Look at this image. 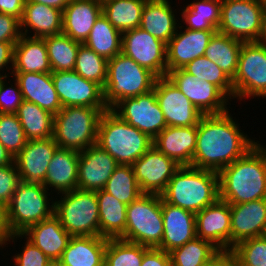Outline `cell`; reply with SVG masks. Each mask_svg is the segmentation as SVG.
Here are the masks:
<instances>
[{"label": "cell", "instance_id": "7c38bea8", "mask_svg": "<svg viewBox=\"0 0 266 266\" xmlns=\"http://www.w3.org/2000/svg\"><path fill=\"white\" fill-rule=\"evenodd\" d=\"M122 120L154 139L166 127L154 89L119 101L112 109Z\"/></svg>", "mask_w": 266, "mask_h": 266}, {"label": "cell", "instance_id": "d6986e66", "mask_svg": "<svg viewBox=\"0 0 266 266\" xmlns=\"http://www.w3.org/2000/svg\"><path fill=\"white\" fill-rule=\"evenodd\" d=\"M58 147L53 137L28 140L24 148L14 157L19 179L42 184Z\"/></svg>", "mask_w": 266, "mask_h": 266}, {"label": "cell", "instance_id": "7dc6e473", "mask_svg": "<svg viewBox=\"0 0 266 266\" xmlns=\"http://www.w3.org/2000/svg\"><path fill=\"white\" fill-rule=\"evenodd\" d=\"M19 181L15 162L0 166V208L2 210L10 203Z\"/></svg>", "mask_w": 266, "mask_h": 266}, {"label": "cell", "instance_id": "603a6c76", "mask_svg": "<svg viewBox=\"0 0 266 266\" xmlns=\"http://www.w3.org/2000/svg\"><path fill=\"white\" fill-rule=\"evenodd\" d=\"M163 236L158 249L171 252L196 237L195 213L162 200Z\"/></svg>", "mask_w": 266, "mask_h": 266}, {"label": "cell", "instance_id": "8fae6325", "mask_svg": "<svg viewBox=\"0 0 266 266\" xmlns=\"http://www.w3.org/2000/svg\"><path fill=\"white\" fill-rule=\"evenodd\" d=\"M232 83L234 98L240 101L244 97H266V42H243Z\"/></svg>", "mask_w": 266, "mask_h": 266}, {"label": "cell", "instance_id": "db71d44e", "mask_svg": "<svg viewBox=\"0 0 266 266\" xmlns=\"http://www.w3.org/2000/svg\"><path fill=\"white\" fill-rule=\"evenodd\" d=\"M15 44L16 43L0 42V72L2 69L4 70L5 67L8 69L7 66L9 67L10 63V68L7 71L13 68V49ZM0 76L7 77V75H1V73Z\"/></svg>", "mask_w": 266, "mask_h": 266}, {"label": "cell", "instance_id": "4316f807", "mask_svg": "<svg viewBox=\"0 0 266 266\" xmlns=\"http://www.w3.org/2000/svg\"><path fill=\"white\" fill-rule=\"evenodd\" d=\"M20 86L23 100L37 104L53 115L61 109L59 96L54 88L51 73H11Z\"/></svg>", "mask_w": 266, "mask_h": 266}, {"label": "cell", "instance_id": "4fadbf2b", "mask_svg": "<svg viewBox=\"0 0 266 266\" xmlns=\"http://www.w3.org/2000/svg\"><path fill=\"white\" fill-rule=\"evenodd\" d=\"M166 76L204 115L222 114L229 110V98L216 85L198 79L183 68L168 71Z\"/></svg>", "mask_w": 266, "mask_h": 266}, {"label": "cell", "instance_id": "6125c7cd", "mask_svg": "<svg viewBox=\"0 0 266 266\" xmlns=\"http://www.w3.org/2000/svg\"><path fill=\"white\" fill-rule=\"evenodd\" d=\"M50 266H59L58 263H53L52 265Z\"/></svg>", "mask_w": 266, "mask_h": 266}, {"label": "cell", "instance_id": "277c9868", "mask_svg": "<svg viewBox=\"0 0 266 266\" xmlns=\"http://www.w3.org/2000/svg\"><path fill=\"white\" fill-rule=\"evenodd\" d=\"M96 144L118 164L132 165L153 146V139L108 109L100 117Z\"/></svg>", "mask_w": 266, "mask_h": 266}, {"label": "cell", "instance_id": "83f0119b", "mask_svg": "<svg viewBox=\"0 0 266 266\" xmlns=\"http://www.w3.org/2000/svg\"><path fill=\"white\" fill-rule=\"evenodd\" d=\"M62 22V10L36 2L25 1L23 16L20 20L23 36L29 34L28 28L35 32L32 36L28 35L27 37L44 38L59 35L62 33Z\"/></svg>", "mask_w": 266, "mask_h": 266}, {"label": "cell", "instance_id": "6da1fadb", "mask_svg": "<svg viewBox=\"0 0 266 266\" xmlns=\"http://www.w3.org/2000/svg\"><path fill=\"white\" fill-rule=\"evenodd\" d=\"M229 111L203 115L197 125V139L191 167L219 172L243 157L257 142L241 132Z\"/></svg>", "mask_w": 266, "mask_h": 266}, {"label": "cell", "instance_id": "ab89813d", "mask_svg": "<svg viewBox=\"0 0 266 266\" xmlns=\"http://www.w3.org/2000/svg\"><path fill=\"white\" fill-rule=\"evenodd\" d=\"M220 251L212 242L195 237L183 246L173 249L169 254L172 266H201Z\"/></svg>", "mask_w": 266, "mask_h": 266}, {"label": "cell", "instance_id": "94428289", "mask_svg": "<svg viewBox=\"0 0 266 266\" xmlns=\"http://www.w3.org/2000/svg\"><path fill=\"white\" fill-rule=\"evenodd\" d=\"M261 2V4L266 7V0H259Z\"/></svg>", "mask_w": 266, "mask_h": 266}, {"label": "cell", "instance_id": "f5cc1de1", "mask_svg": "<svg viewBox=\"0 0 266 266\" xmlns=\"http://www.w3.org/2000/svg\"><path fill=\"white\" fill-rule=\"evenodd\" d=\"M26 0H0V13L12 15L21 20Z\"/></svg>", "mask_w": 266, "mask_h": 266}, {"label": "cell", "instance_id": "bcb514c9", "mask_svg": "<svg viewBox=\"0 0 266 266\" xmlns=\"http://www.w3.org/2000/svg\"><path fill=\"white\" fill-rule=\"evenodd\" d=\"M27 141L17 114L0 113V143L13 158L24 148Z\"/></svg>", "mask_w": 266, "mask_h": 266}, {"label": "cell", "instance_id": "30bf717a", "mask_svg": "<svg viewBox=\"0 0 266 266\" xmlns=\"http://www.w3.org/2000/svg\"><path fill=\"white\" fill-rule=\"evenodd\" d=\"M264 9L259 0H222L217 32L242 42L262 41Z\"/></svg>", "mask_w": 266, "mask_h": 266}, {"label": "cell", "instance_id": "5b68a950", "mask_svg": "<svg viewBox=\"0 0 266 266\" xmlns=\"http://www.w3.org/2000/svg\"><path fill=\"white\" fill-rule=\"evenodd\" d=\"M46 189L41 183L19 181L10 203L3 210L7 235L22 234L54 214V201L50 205L49 189Z\"/></svg>", "mask_w": 266, "mask_h": 266}, {"label": "cell", "instance_id": "680465c9", "mask_svg": "<svg viewBox=\"0 0 266 266\" xmlns=\"http://www.w3.org/2000/svg\"><path fill=\"white\" fill-rule=\"evenodd\" d=\"M7 234L3 224V210L0 208V247L4 245Z\"/></svg>", "mask_w": 266, "mask_h": 266}, {"label": "cell", "instance_id": "ffe728a7", "mask_svg": "<svg viewBox=\"0 0 266 266\" xmlns=\"http://www.w3.org/2000/svg\"><path fill=\"white\" fill-rule=\"evenodd\" d=\"M119 164L99 145L79 152L78 189L102 190Z\"/></svg>", "mask_w": 266, "mask_h": 266}, {"label": "cell", "instance_id": "d590c367", "mask_svg": "<svg viewBox=\"0 0 266 266\" xmlns=\"http://www.w3.org/2000/svg\"><path fill=\"white\" fill-rule=\"evenodd\" d=\"M147 0H105L102 13L119 31L140 27L142 10Z\"/></svg>", "mask_w": 266, "mask_h": 266}, {"label": "cell", "instance_id": "44dd1931", "mask_svg": "<svg viewBox=\"0 0 266 266\" xmlns=\"http://www.w3.org/2000/svg\"><path fill=\"white\" fill-rule=\"evenodd\" d=\"M20 237H25V239L31 241L35 246L41 249L53 263H57L61 259L71 235L62 227L59 219L53 214L50 218L32 225L22 234L7 235L4 245L8 244L7 241L9 243L11 240L14 242L15 239L17 241Z\"/></svg>", "mask_w": 266, "mask_h": 266}, {"label": "cell", "instance_id": "9a60e30c", "mask_svg": "<svg viewBox=\"0 0 266 266\" xmlns=\"http://www.w3.org/2000/svg\"><path fill=\"white\" fill-rule=\"evenodd\" d=\"M51 77L62 107H107L103 88L74 70L52 72Z\"/></svg>", "mask_w": 266, "mask_h": 266}, {"label": "cell", "instance_id": "ba28073f", "mask_svg": "<svg viewBox=\"0 0 266 266\" xmlns=\"http://www.w3.org/2000/svg\"><path fill=\"white\" fill-rule=\"evenodd\" d=\"M163 231L161 195L143 193L127 205L125 232L119 238L149 248H158Z\"/></svg>", "mask_w": 266, "mask_h": 266}, {"label": "cell", "instance_id": "c3c4849f", "mask_svg": "<svg viewBox=\"0 0 266 266\" xmlns=\"http://www.w3.org/2000/svg\"><path fill=\"white\" fill-rule=\"evenodd\" d=\"M22 252L13 256L15 266H50L53 261L28 239Z\"/></svg>", "mask_w": 266, "mask_h": 266}, {"label": "cell", "instance_id": "8992f818", "mask_svg": "<svg viewBox=\"0 0 266 266\" xmlns=\"http://www.w3.org/2000/svg\"><path fill=\"white\" fill-rule=\"evenodd\" d=\"M157 78L149 69L121 52L107 62L104 103L112 109L125 98L145 94L153 90Z\"/></svg>", "mask_w": 266, "mask_h": 266}, {"label": "cell", "instance_id": "6f0895ef", "mask_svg": "<svg viewBox=\"0 0 266 266\" xmlns=\"http://www.w3.org/2000/svg\"><path fill=\"white\" fill-rule=\"evenodd\" d=\"M14 158L9 154L6 148L0 143V166L10 165Z\"/></svg>", "mask_w": 266, "mask_h": 266}, {"label": "cell", "instance_id": "b9f144b4", "mask_svg": "<svg viewBox=\"0 0 266 266\" xmlns=\"http://www.w3.org/2000/svg\"><path fill=\"white\" fill-rule=\"evenodd\" d=\"M149 247L120 238L107 239L104 266H141Z\"/></svg>", "mask_w": 266, "mask_h": 266}, {"label": "cell", "instance_id": "3957f363", "mask_svg": "<svg viewBox=\"0 0 266 266\" xmlns=\"http://www.w3.org/2000/svg\"><path fill=\"white\" fill-rule=\"evenodd\" d=\"M160 195L169 204L200 212L220 198L218 172L181 166Z\"/></svg>", "mask_w": 266, "mask_h": 266}, {"label": "cell", "instance_id": "1f68e13d", "mask_svg": "<svg viewBox=\"0 0 266 266\" xmlns=\"http://www.w3.org/2000/svg\"><path fill=\"white\" fill-rule=\"evenodd\" d=\"M170 4L169 0H147L142 10L140 24L141 29L165 44L175 35L177 28L184 27L177 24L178 20Z\"/></svg>", "mask_w": 266, "mask_h": 266}, {"label": "cell", "instance_id": "5bb4252c", "mask_svg": "<svg viewBox=\"0 0 266 266\" xmlns=\"http://www.w3.org/2000/svg\"><path fill=\"white\" fill-rule=\"evenodd\" d=\"M167 44L140 27L122 33V53L157 77L167 75Z\"/></svg>", "mask_w": 266, "mask_h": 266}, {"label": "cell", "instance_id": "d6a6232c", "mask_svg": "<svg viewBox=\"0 0 266 266\" xmlns=\"http://www.w3.org/2000/svg\"><path fill=\"white\" fill-rule=\"evenodd\" d=\"M99 206V236L119 238L126 227L127 205L106 191H96Z\"/></svg>", "mask_w": 266, "mask_h": 266}, {"label": "cell", "instance_id": "2e32d148", "mask_svg": "<svg viewBox=\"0 0 266 266\" xmlns=\"http://www.w3.org/2000/svg\"><path fill=\"white\" fill-rule=\"evenodd\" d=\"M154 91L167 126H196L204 115L167 77H158Z\"/></svg>", "mask_w": 266, "mask_h": 266}, {"label": "cell", "instance_id": "ac0fdd59", "mask_svg": "<svg viewBox=\"0 0 266 266\" xmlns=\"http://www.w3.org/2000/svg\"><path fill=\"white\" fill-rule=\"evenodd\" d=\"M196 237L212 242L221 251H231L230 204L220 198L195 213Z\"/></svg>", "mask_w": 266, "mask_h": 266}, {"label": "cell", "instance_id": "f1b7e54d", "mask_svg": "<svg viewBox=\"0 0 266 266\" xmlns=\"http://www.w3.org/2000/svg\"><path fill=\"white\" fill-rule=\"evenodd\" d=\"M78 163V151L58 147L42 184L47 189L53 187L58 194L76 190L78 188Z\"/></svg>", "mask_w": 266, "mask_h": 266}, {"label": "cell", "instance_id": "d4e9b609", "mask_svg": "<svg viewBox=\"0 0 266 266\" xmlns=\"http://www.w3.org/2000/svg\"><path fill=\"white\" fill-rule=\"evenodd\" d=\"M197 125L167 126L154 139L153 146L180 166H190L196 147Z\"/></svg>", "mask_w": 266, "mask_h": 266}, {"label": "cell", "instance_id": "9f6ffc18", "mask_svg": "<svg viewBox=\"0 0 266 266\" xmlns=\"http://www.w3.org/2000/svg\"><path fill=\"white\" fill-rule=\"evenodd\" d=\"M26 1L48 5L63 11L71 0H26Z\"/></svg>", "mask_w": 266, "mask_h": 266}, {"label": "cell", "instance_id": "11a10c76", "mask_svg": "<svg viewBox=\"0 0 266 266\" xmlns=\"http://www.w3.org/2000/svg\"><path fill=\"white\" fill-rule=\"evenodd\" d=\"M201 266H234V256L231 251H220L210 261Z\"/></svg>", "mask_w": 266, "mask_h": 266}, {"label": "cell", "instance_id": "681fc988", "mask_svg": "<svg viewBox=\"0 0 266 266\" xmlns=\"http://www.w3.org/2000/svg\"><path fill=\"white\" fill-rule=\"evenodd\" d=\"M3 77L0 82V113L16 114L20 104L23 101L20 86L15 79V86L7 87ZM6 86V87H5Z\"/></svg>", "mask_w": 266, "mask_h": 266}, {"label": "cell", "instance_id": "9c48e42d", "mask_svg": "<svg viewBox=\"0 0 266 266\" xmlns=\"http://www.w3.org/2000/svg\"><path fill=\"white\" fill-rule=\"evenodd\" d=\"M54 201V215L71 236H99L96 191L76 189Z\"/></svg>", "mask_w": 266, "mask_h": 266}, {"label": "cell", "instance_id": "4dcf8cb0", "mask_svg": "<svg viewBox=\"0 0 266 266\" xmlns=\"http://www.w3.org/2000/svg\"><path fill=\"white\" fill-rule=\"evenodd\" d=\"M12 73H52L43 38L21 36L13 49Z\"/></svg>", "mask_w": 266, "mask_h": 266}, {"label": "cell", "instance_id": "ee69618b", "mask_svg": "<svg viewBox=\"0 0 266 266\" xmlns=\"http://www.w3.org/2000/svg\"><path fill=\"white\" fill-rule=\"evenodd\" d=\"M107 62L108 60L81 44L77 52L74 71L104 88L107 79Z\"/></svg>", "mask_w": 266, "mask_h": 266}, {"label": "cell", "instance_id": "91938a15", "mask_svg": "<svg viewBox=\"0 0 266 266\" xmlns=\"http://www.w3.org/2000/svg\"><path fill=\"white\" fill-rule=\"evenodd\" d=\"M262 41L266 42V7L264 9V31H263Z\"/></svg>", "mask_w": 266, "mask_h": 266}, {"label": "cell", "instance_id": "f35d334b", "mask_svg": "<svg viewBox=\"0 0 266 266\" xmlns=\"http://www.w3.org/2000/svg\"><path fill=\"white\" fill-rule=\"evenodd\" d=\"M48 52L52 72L74 70L80 42L63 33L43 38Z\"/></svg>", "mask_w": 266, "mask_h": 266}, {"label": "cell", "instance_id": "8d00e7d4", "mask_svg": "<svg viewBox=\"0 0 266 266\" xmlns=\"http://www.w3.org/2000/svg\"><path fill=\"white\" fill-rule=\"evenodd\" d=\"M16 114L28 140L53 137L54 115L49 111L23 100Z\"/></svg>", "mask_w": 266, "mask_h": 266}, {"label": "cell", "instance_id": "cb8c5ba5", "mask_svg": "<svg viewBox=\"0 0 266 266\" xmlns=\"http://www.w3.org/2000/svg\"><path fill=\"white\" fill-rule=\"evenodd\" d=\"M216 31L178 30L167 43V72L184 68L189 62L204 55L208 43Z\"/></svg>", "mask_w": 266, "mask_h": 266}, {"label": "cell", "instance_id": "7bdbcfd3", "mask_svg": "<svg viewBox=\"0 0 266 266\" xmlns=\"http://www.w3.org/2000/svg\"><path fill=\"white\" fill-rule=\"evenodd\" d=\"M183 69L200 80L216 85L229 99L234 98L232 79L205 55L189 62Z\"/></svg>", "mask_w": 266, "mask_h": 266}, {"label": "cell", "instance_id": "e575fe53", "mask_svg": "<svg viewBox=\"0 0 266 266\" xmlns=\"http://www.w3.org/2000/svg\"><path fill=\"white\" fill-rule=\"evenodd\" d=\"M83 44L99 56L110 60L122 52V32L116 29L102 13Z\"/></svg>", "mask_w": 266, "mask_h": 266}, {"label": "cell", "instance_id": "484cf974", "mask_svg": "<svg viewBox=\"0 0 266 266\" xmlns=\"http://www.w3.org/2000/svg\"><path fill=\"white\" fill-rule=\"evenodd\" d=\"M62 14V33L83 44L102 14V3L97 0H71Z\"/></svg>", "mask_w": 266, "mask_h": 266}, {"label": "cell", "instance_id": "7402d4cb", "mask_svg": "<svg viewBox=\"0 0 266 266\" xmlns=\"http://www.w3.org/2000/svg\"><path fill=\"white\" fill-rule=\"evenodd\" d=\"M231 250L242 240L266 234V198L230 205Z\"/></svg>", "mask_w": 266, "mask_h": 266}, {"label": "cell", "instance_id": "52a82bcc", "mask_svg": "<svg viewBox=\"0 0 266 266\" xmlns=\"http://www.w3.org/2000/svg\"><path fill=\"white\" fill-rule=\"evenodd\" d=\"M108 107H62L54 115L53 139L60 148L78 152L97 142L100 117Z\"/></svg>", "mask_w": 266, "mask_h": 266}, {"label": "cell", "instance_id": "60d3db41", "mask_svg": "<svg viewBox=\"0 0 266 266\" xmlns=\"http://www.w3.org/2000/svg\"><path fill=\"white\" fill-rule=\"evenodd\" d=\"M103 190L126 205L131 204L143 194L135 178L132 165L119 164Z\"/></svg>", "mask_w": 266, "mask_h": 266}, {"label": "cell", "instance_id": "e0dca14e", "mask_svg": "<svg viewBox=\"0 0 266 266\" xmlns=\"http://www.w3.org/2000/svg\"><path fill=\"white\" fill-rule=\"evenodd\" d=\"M132 167L141 191L160 195L181 166L152 146Z\"/></svg>", "mask_w": 266, "mask_h": 266}, {"label": "cell", "instance_id": "f546056e", "mask_svg": "<svg viewBox=\"0 0 266 266\" xmlns=\"http://www.w3.org/2000/svg\"><path fill=\"white\" fill-rule=\"evenodd\" d=\"M107 239L102 236H71L59 266H104Z\"/></svg>", "mask_w": 266, "mask_h": 266}, {"label": "cell", "instance_id": "7a4b0ae2", "mask_svg": "<svg viewBox=\"0 0 266 266\" xmlns=\"http://www.w3.org/2000/svg\"><path fill=\"white\" fill-rule=\"evenodd\" d=\"M257 143L218 172L219 197L230 205L266 198V145Z\"/></svg>", "mask_w": 266, "mask_h": 266}, {"label": "cell", "instance_id": "836d02e7", "mask_svg": "<svg viewBox=\"0 0 266 266\" xmlns=\"http://www.w3.org/2000/svg\"><path fill=\"white\" fill-rule=\"evenodd\" d=\"M242 44V41L216 31L204 55L233 80L238 69V57Z\"/></svg>", "mask_w": 266, "mask_h": 266}, {"label": "cell", "instance_id": "f6af8a7d", "mask_svg": "<svg viewBox=\"0 0 266 266\" xmlns=\"http://www.w3.org/2000/svg\"><path fill=\"white\" fill-rule=\"evenodd\" d=\"M231 252L234 256V266H265L266 235L242 240Z\"/></svg>", "mask_w": 266, "mask_h": 266}, {"label": "cell", "instance_id": "816d5d0a", "mask_svg": "<svg viewBox=\"0 0 266 266\" xmlns=\"http://www.w3.org/2000/svg\"><path fill=\"white\" fill-rule=\"evenodd\" d=\"M141 266H172L170 254L158 248H149L143 255Z\"/></svg>", "mask_w": 266, "mask_h": 266}, {"label": "cell", "instance_id": "74e56055", "mask_svg": "<svg viewBox=\"0 0 266 266\" xmlns=\"http://www.w3.org/2000/svg\"><path fill=\"white\" fill-rule=\"evenodd\" d=\"M222 0H197L182 10L185 29L195 31H217L221 20Z\"/></svg>", "mask_w": 266, "mask_h": 266}, {"label": "cell", "instance_id": "f907efd6", "mask_svg": "<svg viewBox=\"0 0 266 266\" xmlns=\"http://www.w3.org/2000/svg\"><path fill=\"white\" fill-rule=\"evenodd\" d=\"M21 36L20 20L0 13V42L17 43Z\"/></svg>", "mask_w": 266, "mask_h": 266}]
</instances>
